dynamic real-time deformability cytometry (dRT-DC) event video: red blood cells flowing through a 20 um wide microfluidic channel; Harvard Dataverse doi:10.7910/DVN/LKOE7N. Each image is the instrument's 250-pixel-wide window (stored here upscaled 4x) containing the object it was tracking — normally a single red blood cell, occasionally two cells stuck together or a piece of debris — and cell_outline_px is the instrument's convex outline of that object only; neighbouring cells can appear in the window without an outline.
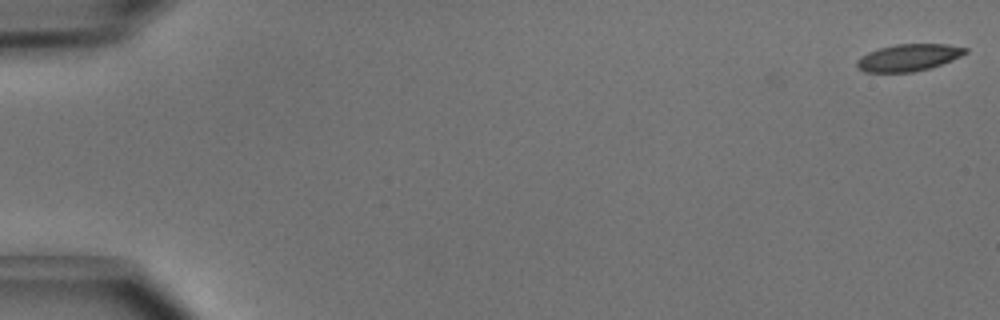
{"species": "common noctule bat (a hibernating species)", "species_latin": "Nyctalus noctula", "temperature_condition": "cold", "stored_images_in_passage": 5, "camera_frame_rate_fps": 3000, "um_per_image_px": 0.085, "animal": {"sex": "male", "body_mass_g": 15.6}, "frame": {"image": 1, "passage_image": 1, "time_ms": 0.0, "image_size_px": [1000, 320], "cell_outline_px": [[968, 52], [952, 60], [928, 68], [912, 72], [864, 72], [856, 68], [856, 60], [860, 56], [868, 52], [880, 48], [896, 44], [948, 44], [968, 48]], "centroid_in_image_um": [77.19, 4.89], "position_along_channel_um": 7.8, "area_um2": 17.05}}
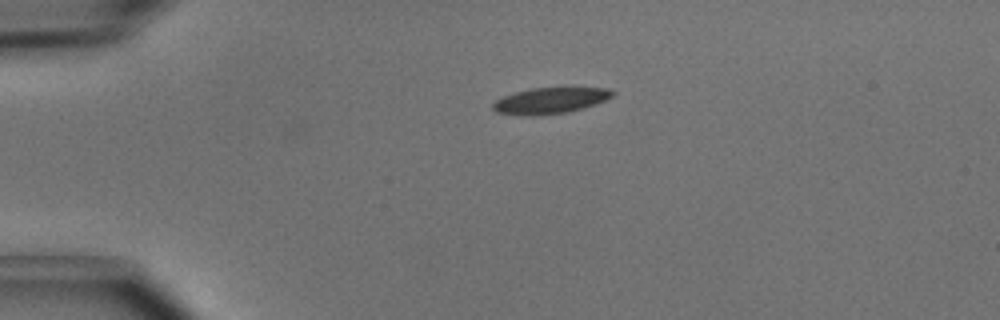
{"frame": {"image": 2, "passage_image": 4, "time_ms": 1.0, "image_size_px": [1000, 320], "cell_outline_px": [[616, 92], [612, 96], [596, 104], [564, 112], [532, 116], [520, 116], [496, 112], [492, 108], [492, 104], [500, 96], [532, 88], [608, 88]], "centroid_in_image_um": [46.7, 8.55], "position_along_channel_um": 38.3, "area_um2": 18.03}}